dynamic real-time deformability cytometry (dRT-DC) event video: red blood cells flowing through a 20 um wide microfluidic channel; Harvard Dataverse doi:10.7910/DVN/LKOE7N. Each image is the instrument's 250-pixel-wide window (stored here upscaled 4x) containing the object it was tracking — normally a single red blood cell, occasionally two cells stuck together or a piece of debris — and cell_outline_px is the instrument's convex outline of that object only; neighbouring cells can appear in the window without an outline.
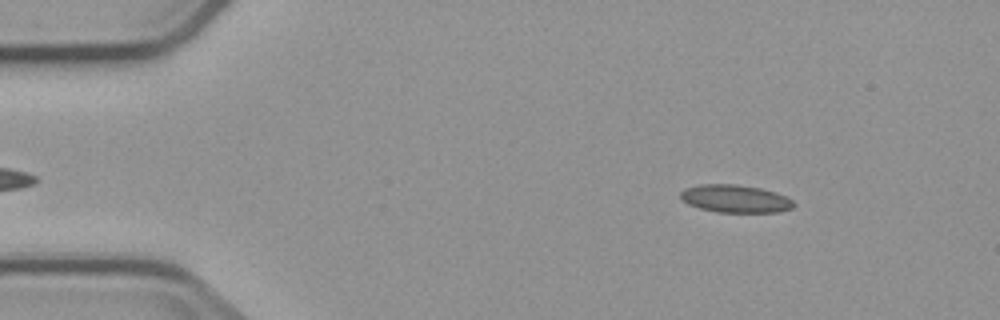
{"species": "common noctule bat (a hibernating species)", "species_latin": "Nyctalus noctula", "temperature_condition": "cold", "stored_images_in_passage": 4, "camera_frame_rate_fps": 3000, "um_per_image_px": 0.085, "animal": {"sex": "male", "body_mass_g": 23.1, "forearm_length_mm": 52.7}, "frame": {"image": 1, "passage_image": 2, "time_ms": 1.0, "image_size_px": [1000, 320], "cell_outline_px": [[796, 204], [792, 208], [776, 212], [716, 212], [700, 208], [688, 204], [680, 200], [680, 192], [684, 188], [700, 184], [736, 184], [760, 188], [776, 192], [792, 200]], "centroid_in_image_um": [62.46, 16.88], "position_along_channel_um": 22.5, "area_um2": 18.38}}